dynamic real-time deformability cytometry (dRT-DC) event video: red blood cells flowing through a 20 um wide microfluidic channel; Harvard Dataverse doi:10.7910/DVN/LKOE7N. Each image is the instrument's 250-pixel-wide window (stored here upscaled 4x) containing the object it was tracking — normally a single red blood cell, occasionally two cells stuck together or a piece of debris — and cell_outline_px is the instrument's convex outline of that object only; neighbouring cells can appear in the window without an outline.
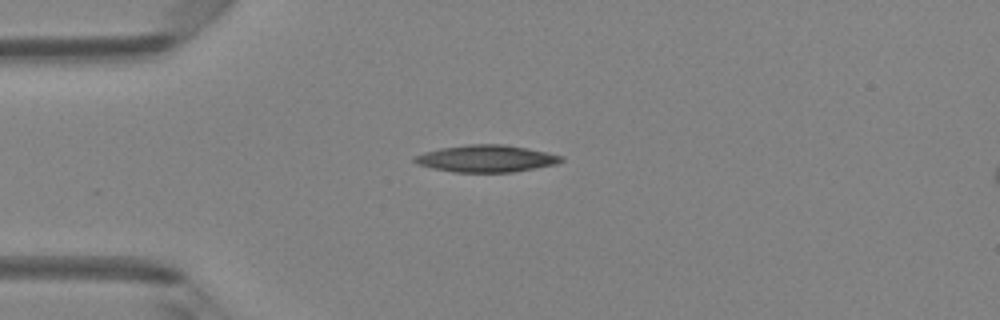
{"species": "Egyptian fruit bat (a non-hibernating species)", "species_latin": "Rousettus aegyptiacus", "temperature_condition": "room temperature", "stored_images_in_passage": 38, "camera_frame_rate_fps": 3000, "um_per_image_px": 0.085, "animal": {"sex": "female"}, "frame": {"image": 1, "passage_image": 1, "time_ms": 0.0, "image_size_px": [1000, 320], "cell_outline_px": [[564, 160], [556, 164], [536, 168], [512, 172], [452, 172], [432, 168], [416, 164], [412, 160], [412, 156], [424, 152], [440, 148], [468, 144], [504, 144], [528, 148], [548, 152], [564, 156]], "centroid_in_image_um": [41.32, 13.47], "position_along_channel_um": 43.7, "area_um2": 23.35}}
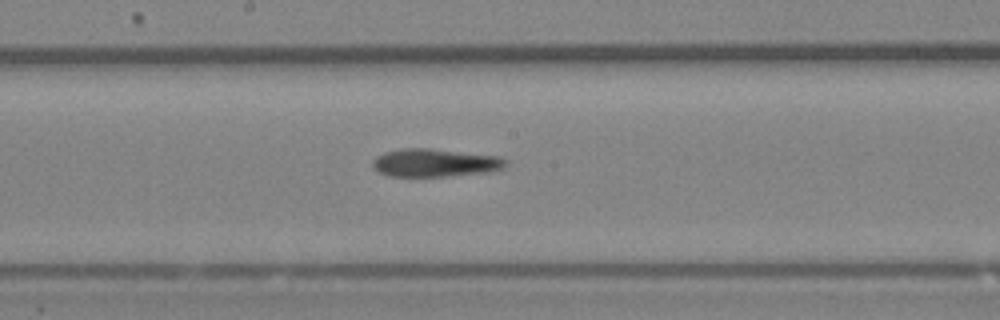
{"frame": {"image": 2, "passage_image": 15, "time_ms": 4.667, "image_size_px": [1000, 320], "cell_outline_px": [[508, 164], [504, 168], [492, 172], [448, 176], [388, 176], [372, 168], [372, 160], [376, 156], [384, 152], [400, 148], [428, 148], [500, 156], [508, 160]], "centroid_in_image_um": [37.0, 13.83], "position_along_channel_um": 211.2, "area_um2": 22.08}}
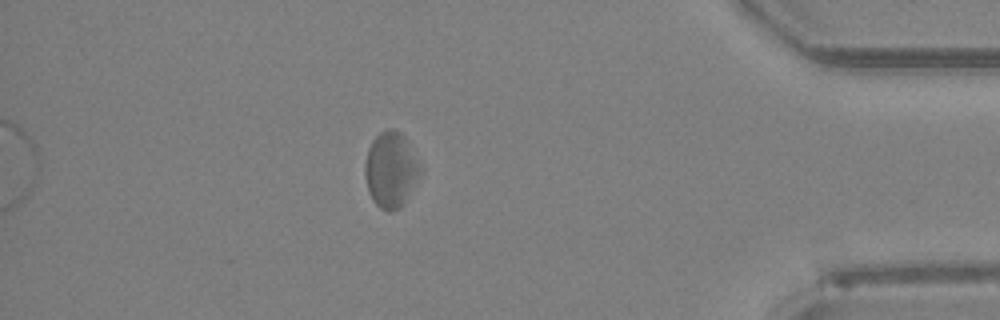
{"frame": {"image": 3, "passage_image": 32, "time_ms": 10.333, "image_size_px": [1000, 320], "cell_outline_px": [[420, 168], [404, 204], [400, 208], [392, 212], [388, 212], [380, 208], [372, 200], [368, 192], [364, 176], [364, 164], [368, 148], [372, 140], [380, 132], [388, 128], [392, 128], [400, 132], [404, 136]], "centroid_in_image_um": [33.14, 14.44], "position_along_channel_um": 402.1, "area_um2": 23.93}, "authors_computed_cell_mechanics": {"area_um2": 23.0044, "velocity_mm_per_s": 4.0521, "shape_relaxation_time_tau1_ms": 6.318, "shape_relaxation_time_tau2_ms": 3.4736, "deformation_change_tau1": 0.1274, "deformation_change_tau2": 0.131}}